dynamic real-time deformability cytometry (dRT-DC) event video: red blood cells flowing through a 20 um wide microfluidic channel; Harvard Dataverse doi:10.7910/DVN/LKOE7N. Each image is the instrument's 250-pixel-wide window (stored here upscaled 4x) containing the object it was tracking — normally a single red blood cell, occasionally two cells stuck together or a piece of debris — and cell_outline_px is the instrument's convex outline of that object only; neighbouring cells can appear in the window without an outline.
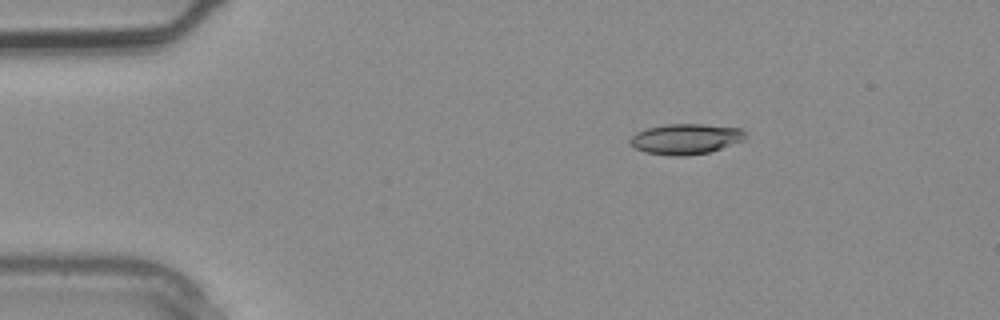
{"species": "common noctule bat (a hibernating species)", "species_latin": "Nyctalus noctula", "temperature_condition": "warm", "stored_images_in_passage": 3, "camera_frame_rate_fps": 3000, "um_per_image_px": 0.085, "animal": {"sex": "male", "body_mass_g": 20.4}, "frame": {"image": 1, "passage_image": 2, "time_ms": 0.333, "image_size_px": [1000, 320], "cell_outline_px": [[748, 136], [744, 140], [708, 152], [684, 156], [676, 156], [644, 152], [636, 148], [628, 140], [636, 132], [648, 128], [664, 124], [704, 124], [740, 128]], "centroid_in_image_um": [58.28, 11.8], "position_along_channel_um": 26.7, "area_um2": 20.35}}
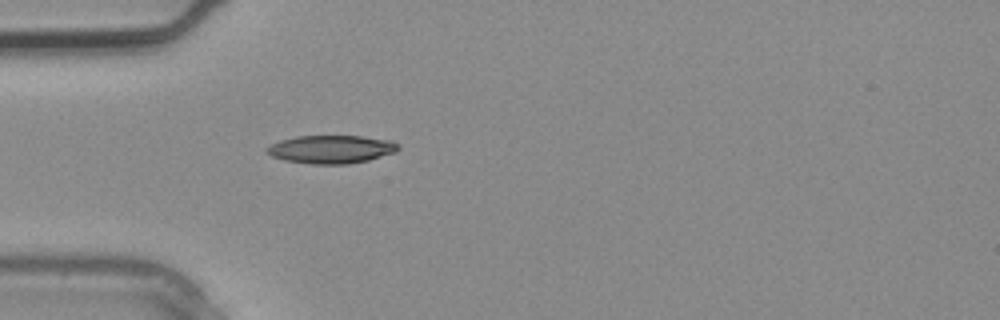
{"frame": {"image": 2, "passage_image": 3, "time_ms": 0.667, "image_size_px": [1000, 320], "cell_outline_px": [[400, 148], [396, 152], [368, 160], [348, 164], [312, 164], [284, 160], [272, 156], [264, 152], [264, 148], [280, 140], [296, 136], [360, 136], [392, 140], [400, 144]], "centroid_in_image_um": [28.16, 12.69], "position_along_channel_um": 56.8, "area_um2": 21.73}}